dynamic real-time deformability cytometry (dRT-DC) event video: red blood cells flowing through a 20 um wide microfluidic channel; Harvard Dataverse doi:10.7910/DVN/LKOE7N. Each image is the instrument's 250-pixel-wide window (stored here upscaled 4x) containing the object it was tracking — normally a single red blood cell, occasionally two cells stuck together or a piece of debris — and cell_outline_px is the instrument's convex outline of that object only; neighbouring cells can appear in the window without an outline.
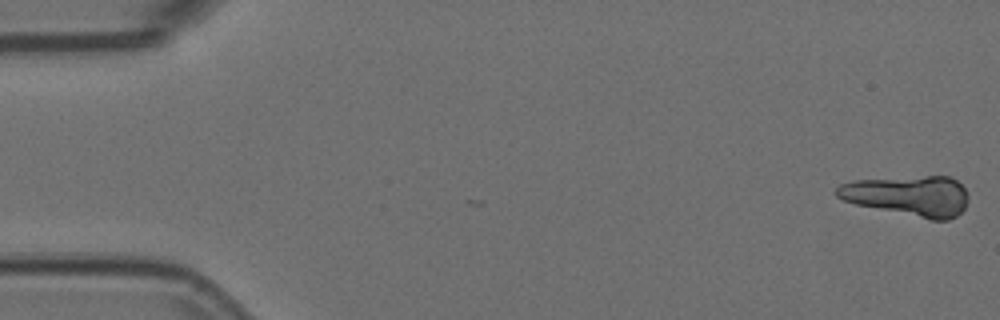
{"species": "Egyptian fruit bat (a non-hibernating species)", "species_latin": "Rousettus aegyptiacus", "temperature_condition": "room temperature", "stored_images_in_passage": 15, "camera_frame_rate_fps": 3000, "um_per_image_px": 0.085, "animal": {"sex": "female"}, "frame": {"image": 1, "passage_image": 1, "time_ms": 0.0, "image_size_px": [1000, 320], "cell_outline_px": [[968, 200], [964, 208], [956, 216], [948, 220], [932, 220], [856, 204], [844, 200], [836, 196], [832, 192], [840, 184], [852, 180], [924, 176], [952, 176], [964, 188], [968, 196]], "centroid_in_image_um": [77.21, 16.63], "position_along_channel_um": 7.8, "area_um2": 30.98}}